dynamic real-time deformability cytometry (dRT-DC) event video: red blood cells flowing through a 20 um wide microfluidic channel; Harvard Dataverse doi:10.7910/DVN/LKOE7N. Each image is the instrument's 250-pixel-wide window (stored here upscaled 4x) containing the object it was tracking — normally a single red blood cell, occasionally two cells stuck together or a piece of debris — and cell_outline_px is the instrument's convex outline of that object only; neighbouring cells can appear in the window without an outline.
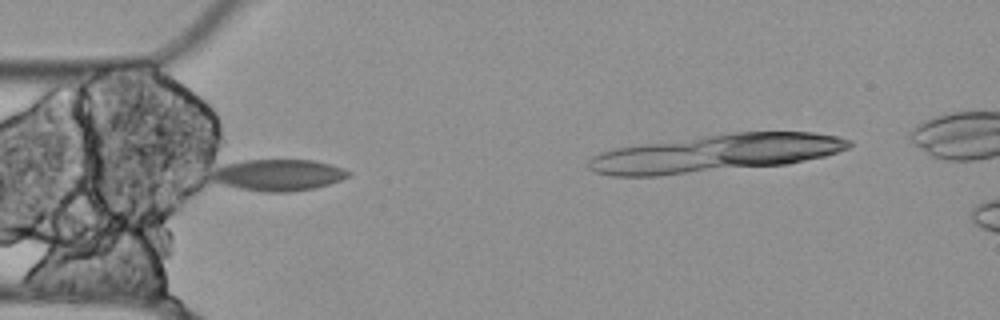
{"species": "Egyptian fruit bat (a non-hibernating species)", "species_latin": "Rousettus aegyptiacus", "temperature_condition": "cold", "stored_images_in_passage": 9, "camera_frame_rate_fps": 3000, "um_per_image_px": 0.085, "animal": {"sex": "female"}, "frame": {"image": 1, "passage_image": 4, "time_ms": 1.0, "image_size_px": [1000, 320], "cell_outline_px": [[352, 172], [348, 176], [340, 180], [316, 188], [288, 192], [264, 192], [240, 188], [208, 180], [212, 172], [216, 168], [224, 164], [244, 160], [312, 160], [332, 164], [344, 168]], "centroid_in_image_um": [23.65, 14.87], "position_along_channel_um": 61.4, "area_um2": 25.2}}
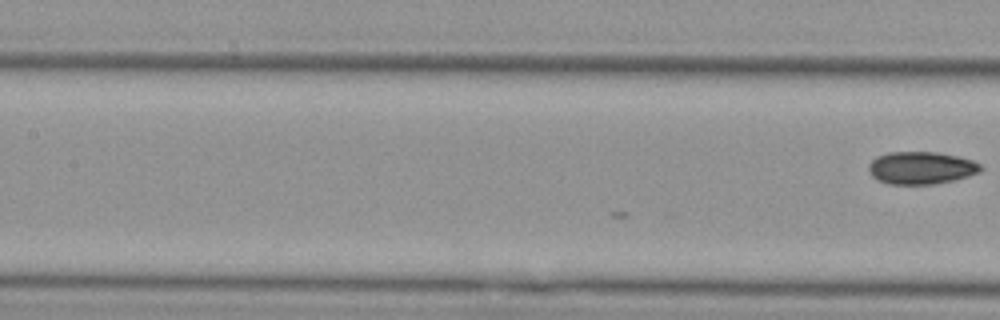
{"frame": {"image": 2, "passage_image": 9, "time_ms": 2.667, "image_size_px": [1000, 320], "cell_outline_px": [[984, 168], [980, 172], [968, 176], [952, 180], [932, 184], [888, 184], [876, 180], [868, 172], [868, 164], [876, 156], [888, 152], [936, 152], [956, 156], [972, 160], [980, 164]], "centroid_in_image_um": [78.26, 14.27], "position_along_channel_um": 129.1, "area_um2": 21.33}}